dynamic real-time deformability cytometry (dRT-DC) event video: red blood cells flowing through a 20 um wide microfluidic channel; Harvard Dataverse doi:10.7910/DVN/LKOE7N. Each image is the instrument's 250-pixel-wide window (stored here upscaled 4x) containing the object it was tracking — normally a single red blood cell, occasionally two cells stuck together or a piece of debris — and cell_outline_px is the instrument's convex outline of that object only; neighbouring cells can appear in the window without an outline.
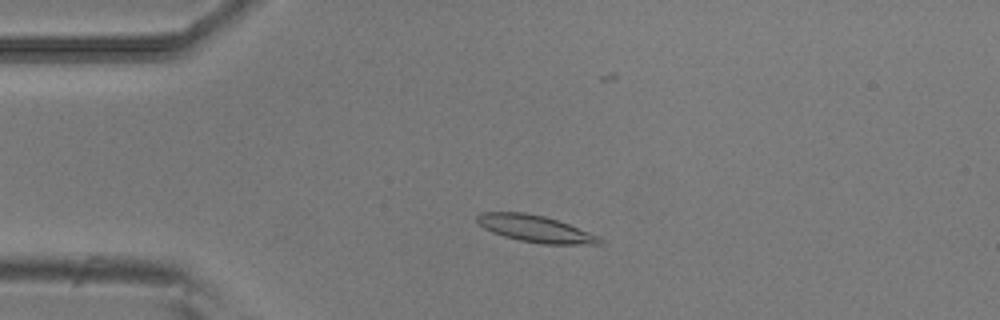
{"species": "common noctule bat (a hibernating species)", "species_latin": "Nyctalus noctula", "temperature_condition": "room temperature", "stored_images_in_passage": 50, "camera_frame_rate_fps": 3000, "um_per_image_px": 0.085, "animal": {"sex": "male", "body_mass_g": 20.5, "forearm_length_mm": 52.5}, "frame": {"image": 1, "passage_image": 8, "time_ms": 2.333, "image_size_px": [1000, 320], "cell_outline_px": [[604, 244], [544, 244], [520, 240], [504, 236], [492, 232], [484, 228], [476, 220], [476, 216], [480, 212], [524, 212], [544, 216], [568, 224], [600, 236], [604, 240]], "centroid_in_image_um": [45.52, 19.44], "position_along_channel_um": 39.5, "area_um2": 19.07}}
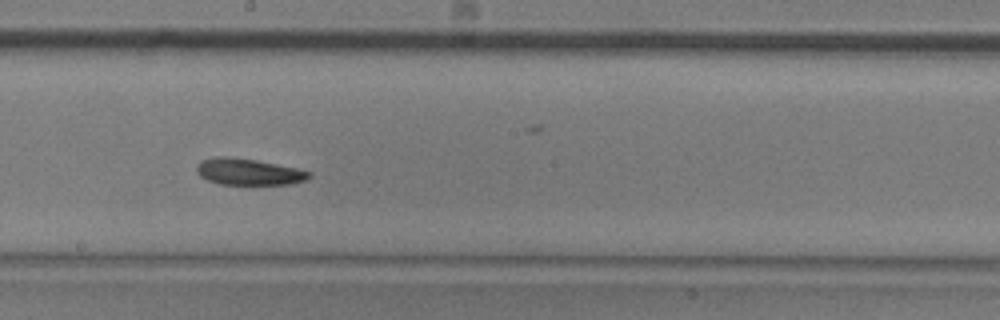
{"frame": {"image": 2, "passage_image": 25, "time_ms": 8.0, "image_size_px": [1000, 320], "cell_outline_px": [[312, 176], [304, 180], [292, 184], [220, 184], [208, 180], [200, 176], [196, 172], [196, 164], [200, 160], [216, 156], [224, 156], [256, 160], [296, 168], [312, 172]], "centroid_in_image_um": [21.1, 14.6], "position_along_channel_um": 227.1, "area_um2": 17.34}}
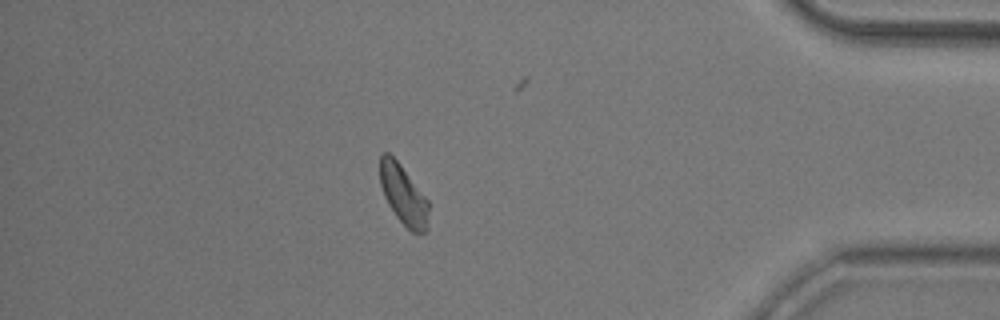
{"frame": {"image": 3, "passage_image": 42, "time_ms": 13.667, "image_size_px": [1000, 320], "cell_outline_px": [[428, 228], [424, 232], [412, 232], [396, 216], [388, 204], [384, 196], [380, 184], [380, 156], [384, 152], [388, 152], [400, 164], [428, 200]], "centroid_in_image_um": [34.28, 16.55], "position_along_channel_um": 400.9, "area_um2": 16.7}, "authors_computed_cell_mechanics": {"area_um2": 17.6579, "velocity_mm_per_s": 3.776, "shape_relaxation_time_tau1_ms": 5.0099, "shape_relaxation_time_tau2_ms": null, "deformation_change_tau1": 0.1332, "deformation_change_tau2": null}}